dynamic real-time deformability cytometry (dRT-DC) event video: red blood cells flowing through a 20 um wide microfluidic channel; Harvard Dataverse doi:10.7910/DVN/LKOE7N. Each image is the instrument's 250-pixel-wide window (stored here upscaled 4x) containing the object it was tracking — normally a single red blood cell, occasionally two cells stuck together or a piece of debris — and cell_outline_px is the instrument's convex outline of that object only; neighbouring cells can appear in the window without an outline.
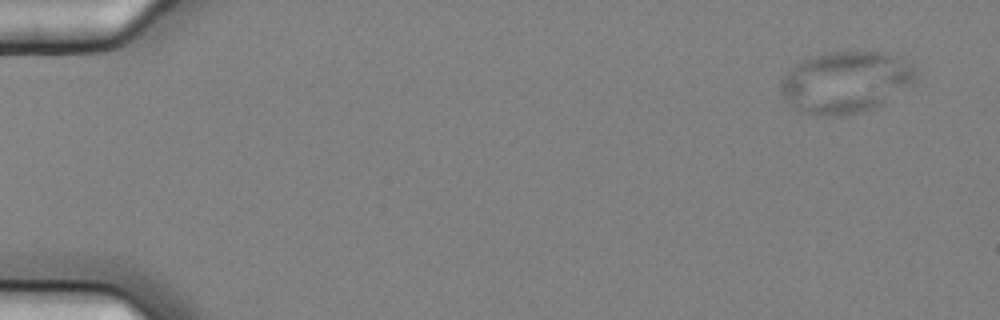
{"species": "common noctule bat (a hibernating species)", "species_latin": "Nyctalus noctula", "temperature_condition": "cold", "stored_images_in_passage": 6, "camera_frame_rate_fps": 3000, "um_per_image_px": 0.085, "animal": {"sex": "female", "body_mass_g": 25.1}, "frame": {"image": 1, "passage_image": 1, "time_ms": 0.0, "image_size_px": [1000, 320], "cell_outline_px": [[920, 72], [916, 80], [912, 84], [884, 104], [860, 112], [844, 116], [816, 116], [792, 108], [784, 100], [780, 88], [780, 84], [784, 76], [796, 64], [808, 56], [824, 52], [872, 48], [888, 52], [912, 60], [916, 64]], "centroid_in_image_um": [71.98, 6.92], "position_along_channel_um": 13.0, "area_um2": 50.69}}